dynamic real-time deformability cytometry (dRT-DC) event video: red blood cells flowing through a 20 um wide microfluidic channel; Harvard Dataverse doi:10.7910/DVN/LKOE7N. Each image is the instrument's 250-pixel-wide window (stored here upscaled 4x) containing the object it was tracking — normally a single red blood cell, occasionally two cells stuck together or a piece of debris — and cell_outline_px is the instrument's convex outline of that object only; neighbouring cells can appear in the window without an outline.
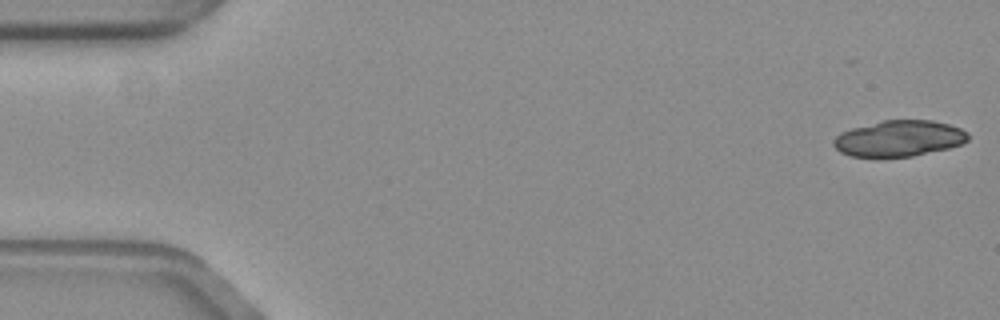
{"species": "common noctule bat (a hibernating species)", "species_latin": "Nyctalus noctula", "temperature_condition": "warm", "stored_images_in_passage": 6, "camera_frame_rate_fps": 3000, "um_per_image_px": 0.085, "animal": {"sex": "female", "body_mass_g": 19.3, "forearm_length_mm": 54.1}, "frame": {"image": 1, "passage_image": 1, "time_ms": 0.0, "image_size_px": [1000, 320], "cell_outline_px": [[968, 140], [960, 144], [948, 148], [912, 156], [852, 156], [840, 152], [832, 144], [832, 140], [840, 132], [852, 128], [884, 120], [932, 120], [948, 124], [960, 128], [968, 132]], "centroid_in_image_um": [76.41, 11.76], "position_along_channel_um": 8.6, "area_um2": 27.98}}